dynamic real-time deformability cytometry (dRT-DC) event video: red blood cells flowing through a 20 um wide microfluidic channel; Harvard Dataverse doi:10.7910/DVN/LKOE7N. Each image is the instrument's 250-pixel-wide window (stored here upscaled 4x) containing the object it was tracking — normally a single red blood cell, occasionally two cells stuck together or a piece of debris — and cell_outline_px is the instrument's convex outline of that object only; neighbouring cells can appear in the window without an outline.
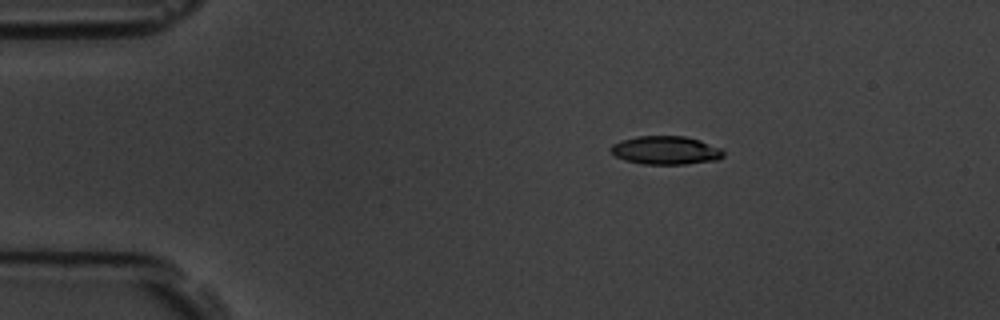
{"species": "common noctule bat (a hibernating species)", "species_latin": "Nyctalus noctula", "temperature_condition": "room temperature", "stored_images_in_passage": 48, "camera_frame_rate_fps": 3000, "um_per_image_px": 0.085, "animal": {"sex": "male", "body_mass_g": 19.5, "forearm_length_mm": 54.6}, "frame": {"image": 1, "passage_image": 1, "time_ms": 0.0, "image_size_px": [1000, 320], "cell_outline_px": [[724, 156], [716, 160], [684, 164], [644, 164], [624, 160], [616, 156], [608, 148], [612, 144], [620, 140], [636, 136], [684, 136], [700, 140], [720, 148], [724, 152]], "centroid_in_image_um": [56.56, 12.77], "position_along_channel_um": 28.4, "area_um2": 18.67}}
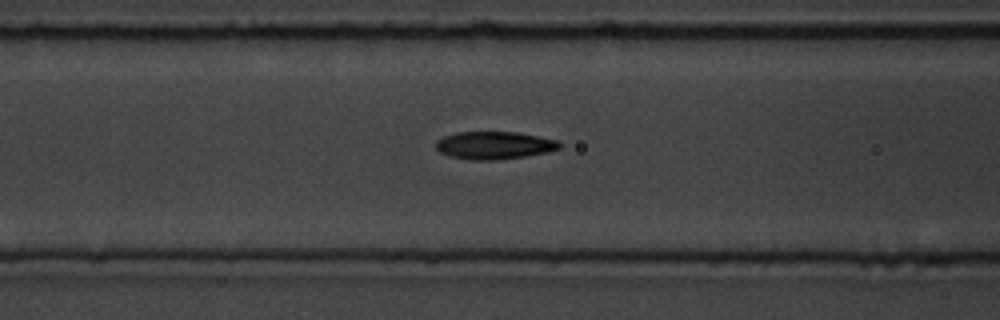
{"frame": {"image": 2, "passage_image": 14, "time_ms": 4.333, "image_size_px": [1000, 320], "cell_outline_px": [[560, 148], [548, 152], [524, 156], [496, 160], [472, 160], [448, 156], [440, 152], [436, 148], [436, 140], [444, 136], [456, 132], [516, 132], [560, 140]], "centroid_in_image_um": [42.0, 12.35], "position_along_channel_um": 124.6, "area_um2": 20.0}}
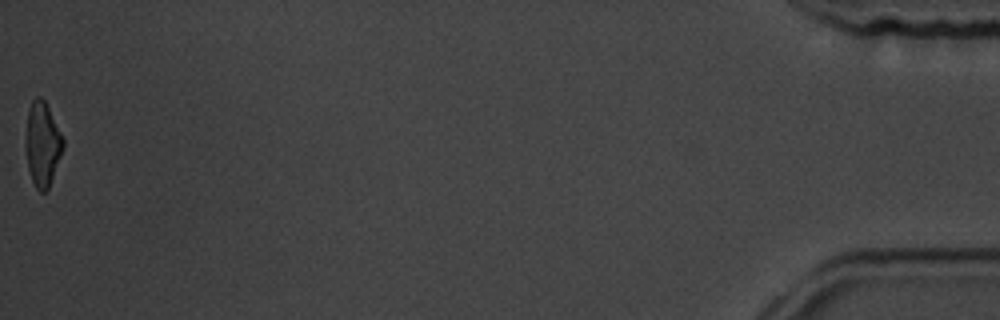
{"frame": {"image": 3, "passage_image": 48, "time_ms": 15.667, "image_size_px": [1000, 320], "cell_outline_px": [[64, 148], [48, 188], [44, 192], [40, 192], [36, 188], [32, 180], [28, 168], [24, 148], [24, 144], [28, 108], [32, 100], [36, 96], [40, 96], [44, 100], [64, 140]], "centroid_in_image_um": [3.57, 12.24], "position_along_channel_um": 431.6, "area_um2": 18.44}, "authors_computed_cell_mechanics": {"area_um2": 19.3341, "velocity_mm_per_s": 3.5987, "shape_relaxation_time_tau1_ms": 2.8201, "shape_relaxation_time_tau2_ms": 3.6345, "deformation_change_tau1": 0.1513, "deformation_change_tau2": 0.0895}}